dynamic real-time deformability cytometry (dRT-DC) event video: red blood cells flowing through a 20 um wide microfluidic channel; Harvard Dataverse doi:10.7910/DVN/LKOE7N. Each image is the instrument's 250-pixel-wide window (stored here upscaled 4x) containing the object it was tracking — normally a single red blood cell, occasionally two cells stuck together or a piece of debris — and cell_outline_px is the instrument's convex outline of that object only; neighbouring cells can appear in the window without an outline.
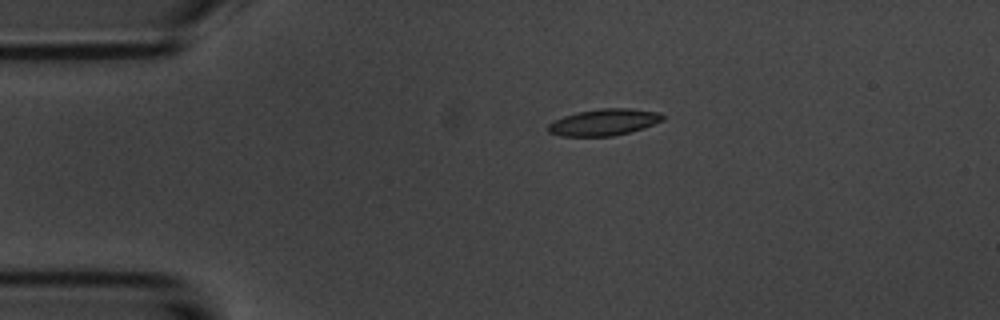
{"species": "common noctule bat (a hibernating species)", "species_latin": "Nyctalus noctula", "temperature_condition": "room temperature", "stored_images_in_passage": 2, "camera_frame_rate_fps": 3000, "um_per_image_px": 0.085, "animal": {"sex": "male", "body_mass_g": 20.1, "forearm_length_mm": 53.5}, "frame": {"image": 1, "passage_image": 1, "time_ms": 0.0, "image_size_px": [1000, 320], "cell_outline_px": [[664, 120], [644, 128], [612, 136], [560, 136], [548, 132], [548, 124], [564, 116], [576, 112], [600, 108], [632, 108], [660, 112], [664, 116]], "centroid_in_image_um": [51.36, 10.38], "position_along_channel_um": 33.6, "area_um2": 17.8}}